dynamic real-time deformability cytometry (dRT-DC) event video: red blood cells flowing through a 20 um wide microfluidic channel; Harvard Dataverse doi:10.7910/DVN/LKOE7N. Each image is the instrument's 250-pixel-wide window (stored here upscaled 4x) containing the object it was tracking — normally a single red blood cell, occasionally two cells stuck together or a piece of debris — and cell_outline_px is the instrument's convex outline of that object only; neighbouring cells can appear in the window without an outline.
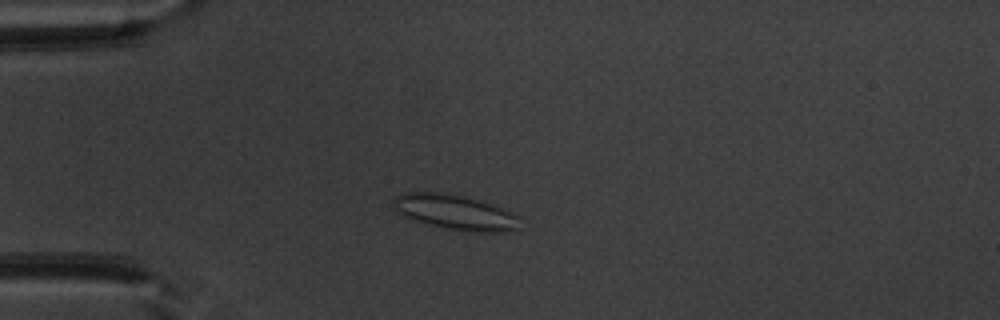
{"species": "common noctule bat (a hibernating species)", "species_latin": "Nyctalus noctula", "temperature_condition": "warm", "stored_images_in_passage": 45, "camera_frame_rate_fps": 3000, "um_per_image_px": 0.085, "animal": {"sex": "male", "body_mass_g": 20.1, "forearm_length_mm": 53.5}, "frame": {"image": 1, "passage_image": 7, "time_ms": 2.0, "image_size_px": [1000, 320], "cell_outline_px": [[520, 216], [516, 228], [512, 232], [468, 232], [444, 228], [428, 224], [404, 216], [396, 212], [392, 208], [392, 200], [396, 196], [404, 192], [444, 192], [464, 196], [480, 200], [492, 204], [512, 212]], "centroid_in_image_um": [38.67, 18.04], "position_along_channel_um": 46.3, "area_um2": 26.13}}
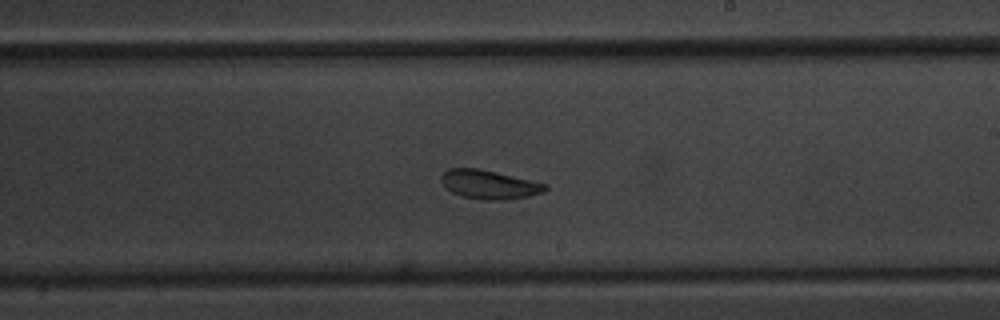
{"frame": {"image": 2, "passage_image": 24, "time_ms": 7.667, "image_size_px": [1000, 320], "cell_outline_px": [[548, 188], [544, 192], [528, 196], [504, 200], [484, 200], [464, 196], [452, 192], [444, 188], [440, 180], [440, 176], [448, 168], [476, 168], [548, 184]], "centroid_in_image_um": [41.55, 15.69], "position_along_channel_um": 247.5, "area_um2": 17.4}}
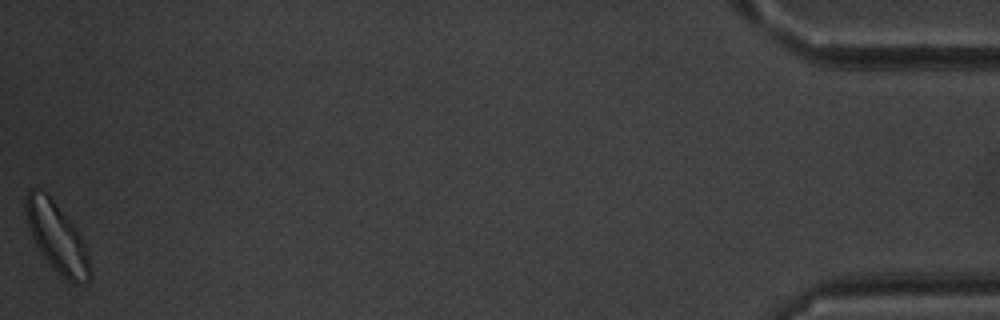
{"frame": {"image": 3, "passage_image": 45, "time_ms": 14.667, "image_size_px": [1000, 320], "cell_outline_px": [[88, 280], [76, 284], [72, 284], [52, 268], [40, 252], [28, 228], [24, 208], [24, 196], [28, 188], [36, 188], [44, 192], [52, 200], [72, 224], [80, 236], [88, 252]], "centroid_in_image_um": [4.76, 20.14], "position_along_channel_um": 430.4, "area_um2": 25.43}, "authors_computed_cell_mechanics": {"area_um2": 19.5364, "velocity_mm_per_s": 3.9188, "shape_relaxation_time_tau1_ms": null, "shape_relaxation_time_tau2_ms": 2.6442, "deformation_change_tau1": null, "deformation_change_tau2": 0.0945}}